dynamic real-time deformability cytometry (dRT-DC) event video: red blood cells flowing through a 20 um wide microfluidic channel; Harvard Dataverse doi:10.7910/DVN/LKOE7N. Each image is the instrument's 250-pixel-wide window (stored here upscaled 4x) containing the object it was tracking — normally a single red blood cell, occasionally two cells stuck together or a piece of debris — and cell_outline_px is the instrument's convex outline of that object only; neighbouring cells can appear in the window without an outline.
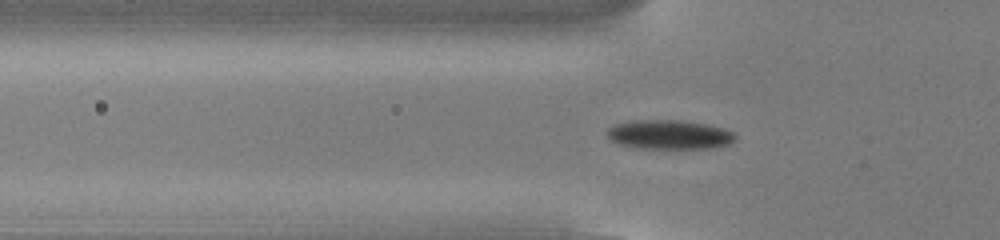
{"species": "common noctule bat (a hibernating species)", "species_latin": "Nyctalus noctula", "temperature_condition": "cold", "stored_images_in_passage": 53, "camera_frame_rate_fps": 3000, "um_per_image_px": 0.085, "animal": {"sex": "male", "body_mass_g": 13.0, "forearm_length_mm": 53.1}, "frame": {"image": 1, "passage_image": 17, "time_ms": 5.333, "image_size_px": [1000, 240], "cell_outline_px": [[736, 140], [732, 144], [712, 148], [636, 148], [616, 144], [604, 132], [608, 128], [616, 124], [632, 120], [680, 120], [704, 124], [724, 128], [732, 132], [736, 136]], "centroid_in_image_um": [56.88, 11.45], "position_along_channel_um": 68.9, "area_um2": 22.02}}
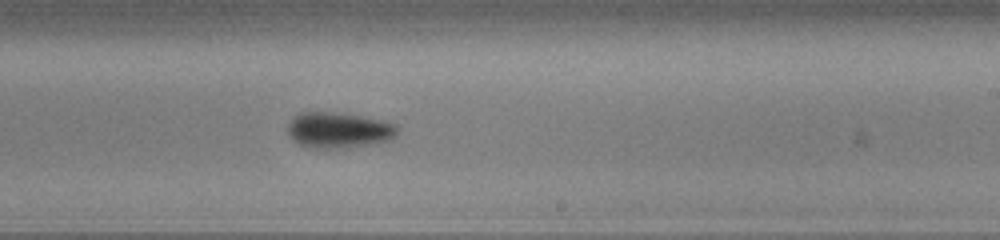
{"frame": {"image": 2, "passage_image": 32, "time_ms": 10.333, "image_size_px": [1000, 240], "cell_outline_px": [[400, 128], [396, 136], [392, 140], [348, 148], [312, 148], [300, 144], [292, 140], [288, 132], [288, 124], [300, 112], [332, 112], [360, 116], [384, 120], [396, 124]], "centroid_in_image_um": [28.84, 11.07], "position_along_channel_um": 260.2, "area_um2": 23.0}}
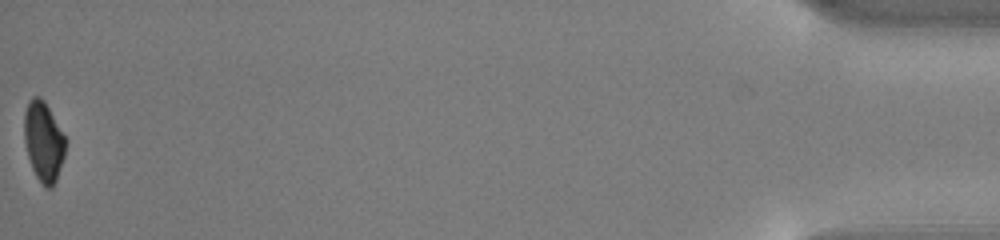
{"frame": {"image": 3, "passage_image": 53, "time_ms": 17.333, "image_size_px": [1000, 240], "cell_outline_px": [[64, 156], [56, 180], [52, 188], [44, 188], [36, 176], [32, 168], [28, 156], [24, 140], [24, 112], [28, 100], [32, 96], [40, 96], [44, 100], [64, 136]], "centroid_in_image_um": [3.67, 12.02], "position_along_channel_um": 431.5, "area_um2": 19.02}, "authors_computed_cell_mechanics": {"area_um2": 20.9814, "velocity_mm_per_s": 3.8496, "shape_relaxation_time_tau1_ms": 2.1987, "shape_relaxation_time_tau2_ms": null, "deformation_change_tau1": 0.1093, "deformation_change_tau2": null}}